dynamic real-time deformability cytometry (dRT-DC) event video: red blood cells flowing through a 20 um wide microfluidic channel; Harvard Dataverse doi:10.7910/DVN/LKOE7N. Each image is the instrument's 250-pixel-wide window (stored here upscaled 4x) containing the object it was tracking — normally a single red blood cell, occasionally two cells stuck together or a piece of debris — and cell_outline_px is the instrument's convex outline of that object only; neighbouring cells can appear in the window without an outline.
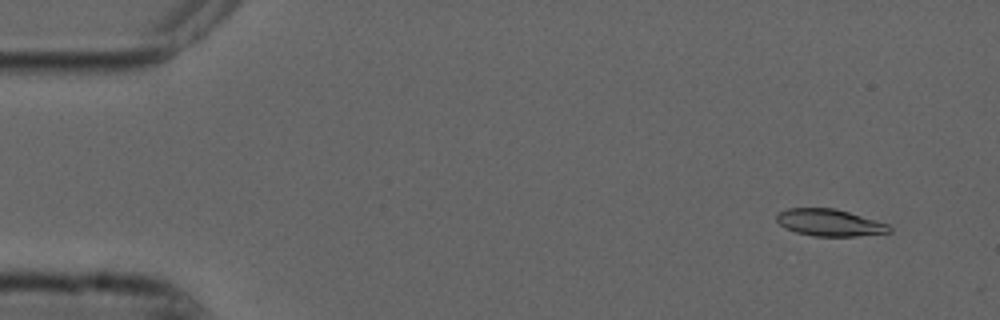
{"species": "common noctule bat (a hibernating species)", "species_latin": "Nyctalus noctula", "temperature_condition": "cold", "stored_images_in_passage": 54, "camera_frame_rate_fps": 3000, "um_per_image_px": 0.085, "animal": {"sex": "male", "forearm_length_mm": 52.5}, "frame": {"image": 1, "passage_image": 4, "time_ms": 1.0, "image_size_px": [1000, 320], "cell_outline_px": [[892, 232], [856, 236], [812, 236], [796, 232], [784, 228], [776, 220], [776, 216], [780, 212], [788, 208], [836, 208], [888, 224], [892, 228]], "centroid_in_image_um": [70.51, 18.92], "position_along_channel_um": 14.5, "area_um2": 17.69}}
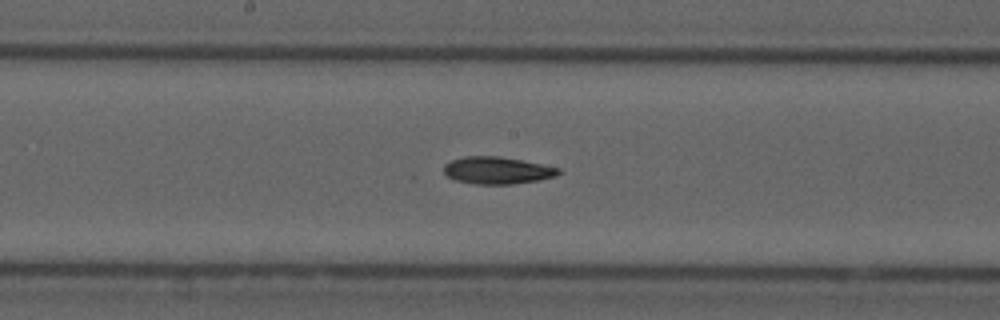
{"frame": {"image": 2, "passage_image": 28, "time_ms": 9.0, "image_size_px": [1000, 320], "cell_outline_px": [[564, 172], [556, 176], [540, 180], [512, 184], [476, 184], [456, 180], [448, 176], [444, 172], [444, 164], [452, 160], [464, 156], [500, 156], [560, 168]], "centroid_in_image_um": [42.29, 14.48], "position_along_channel_um": 205.9, "area_um2": 18.15}}
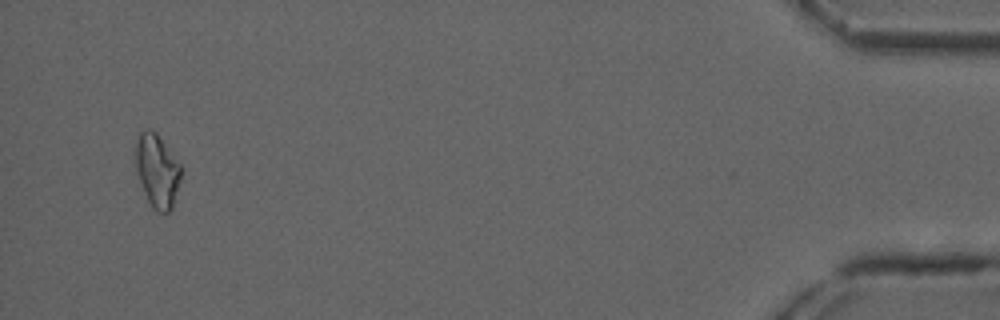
{"frame": {"image": 3, "passage_image": 52, "time_ms": 17.0, "image_size_px": [1000, 320], "cell_outline_px": [[180, 180], [172, 208], [168, 212], [156, 212], [152, 208], [144, 192], [136, 168], [136, 140], [140, 132], [148, 128], [156, 132], [180, 164]], "centroid_in_image_um": [13.35, 14.51], "position_along_channel_um": 421.8, "area_um2": 19.07}, "authors_computed_cell_mechanics": {"area_um2": 18.1492, "velocity_mm_per_s": 3.7467, "shape_relaxation_time_tau1_ms": null, "shape_relaxation_time_tau2_ms": 9.3922, "deformation_change_tau1": null, "deformation_change_tau2": 0.1807}}